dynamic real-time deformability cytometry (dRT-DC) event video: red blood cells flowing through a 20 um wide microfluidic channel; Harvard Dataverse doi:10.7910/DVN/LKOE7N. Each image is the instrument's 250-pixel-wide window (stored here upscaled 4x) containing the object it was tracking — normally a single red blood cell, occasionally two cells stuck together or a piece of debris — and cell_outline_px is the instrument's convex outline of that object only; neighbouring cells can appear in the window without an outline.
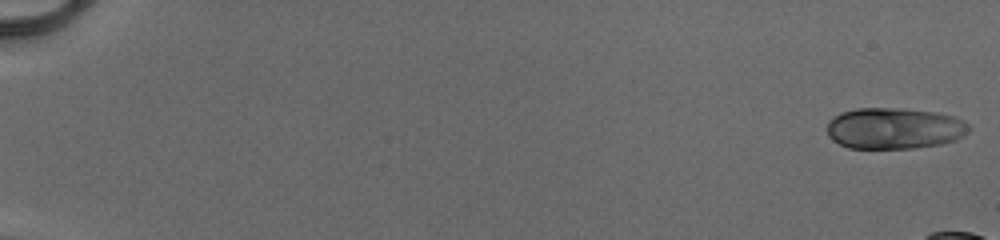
{"species": "human", "species_latin": "Homo sapiens", "temperature_condition": "cold", "stored_images_in_passage": 21, "camera_frame_rate_fps": 3000, "um_per_image_px": 0.085, "donor": {"sex": "male"}, "frame": {"image": 1, "passage_image": 1, "time_ms": 0.0, "image_size_px": [1000, 240], "cell_outline_px": [[968, 132], [964, 136], [956, 140], [940, 144], [912, 148], [848, 148], [832, 140], [828, 136], [828, 120], [832, 116], [840, 112], [856, 108], [900, 108], [936, 112], [952, 116], [964, 120], [968, 124]], "centroid_in_image_um": [75.99, 10.9], "position_along_channel_um": 9.0, "area_um2": 34.28}}
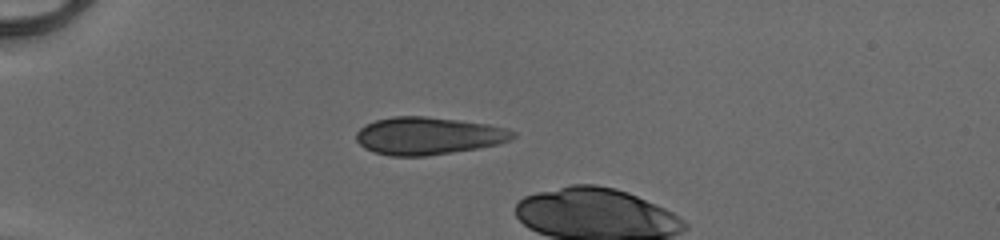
{"frame": {"image": 2, "passage_image": 16, "time_ms": 5.0, "image_size_px": [1000, 240], "cell_outline_px": [[516, 136], [508, 140], [496, 144], [480, 148], [424, 156], [392, 156], [372, 152], [364, 148], [356, 140], [356, 132], [360, 128], [376, 120], [392, 116], [424, 116], [488, 124], [508, 128], [516, 132]], "centroid_in_image_um": [36.39, 11.55], "position_along_channel_um": 48.6, "area_um2": 34.22}}